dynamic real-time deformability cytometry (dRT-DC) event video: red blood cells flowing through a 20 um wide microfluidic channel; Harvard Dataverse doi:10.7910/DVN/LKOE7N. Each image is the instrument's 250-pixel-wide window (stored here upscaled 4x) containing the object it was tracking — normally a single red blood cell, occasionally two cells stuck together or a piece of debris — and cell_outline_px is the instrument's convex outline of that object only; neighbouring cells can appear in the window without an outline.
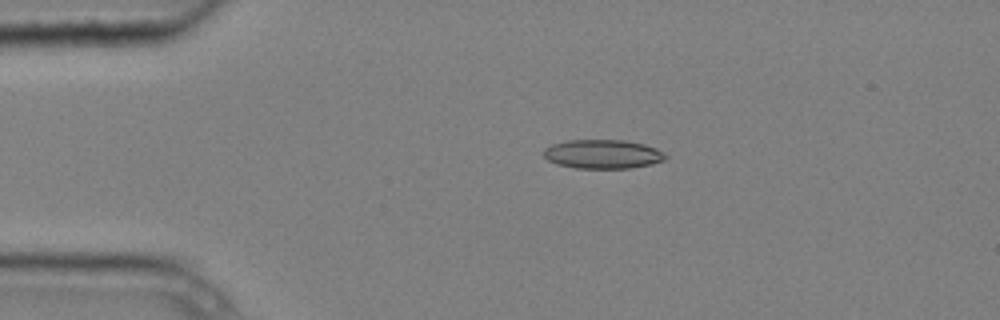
{"species": "common noctule bat (a hibernating species)", "species_latin": "Nyctalus noctula", "temperature_condition": "cold", "stored_images_in_passage": 5, "camera_frame_rate_fps": 3000, "um_per_image_px": 0.085, "animal": {"sex": "male", "body_mass_g": 20.4}, "frame": {"image": 1, "passage_image": 4, "time_ms": 1.0, "image_size_px": [1000, 320], "cell_outline_px": [[668, 156], [664, 160], [652, 164], [628, 168], [576, 168], [556, 164], [548, 160], [544, 156], [544, 148], [552, 144], [568, 140], [624, 140], [644, 144], [656, 148], [664, 152]], "centroid_in_image_um": [51.24, 13.1], "position_along_channel_um": 33.8, "area_um2": 20.63}}